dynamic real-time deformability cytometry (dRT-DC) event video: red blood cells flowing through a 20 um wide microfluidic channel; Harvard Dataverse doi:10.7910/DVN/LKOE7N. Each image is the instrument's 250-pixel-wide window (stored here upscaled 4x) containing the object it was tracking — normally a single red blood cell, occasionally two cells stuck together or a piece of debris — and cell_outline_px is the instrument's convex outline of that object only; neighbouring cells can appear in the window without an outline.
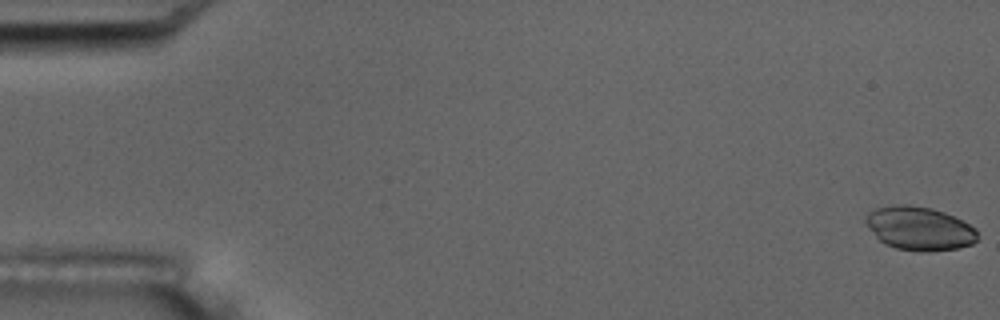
{"species": "common noctule bat (a hibernating species)", "species_latin": "Nyctalus noctula", "temperature_condition": "room temperature", "stored_images_in_passage": 6, "camera_frame_rate_fps": 3000, "um_per_image_px": 0.085, "animal": {"sex": "male", "body_mass_g": 17.5, "forearm_length_mm": 52.3}, "frame": {"image": 1, "passage_image": 1, "time_ms": 0.0, "image_size_px": [1000, 320], "cell_outline_px": [[976, 240], [972, 244], [956, 248], [928, 252], [920, 252], [896, 248], [884, 244], [868, 228], [864, 220], [868, 212], [876, 208], [892, 204], [908, 204], [932, 208], [944, 212], [976, 228]], "centroid_in_image_um": [78.1, 19.41], "position_along_channel_um": 6.9, "area_um2": 28.44}}
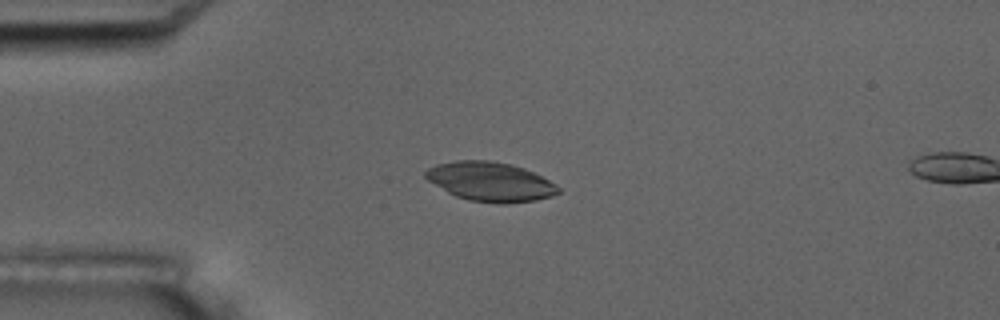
{"frame": {"image": 2, "passage_image": 5, "time_ms": 4.667, "image_size_px": [1000, 320], "cell_outline_px": [[560, 192], [552, 196], [536, 200], [504, 204], [472, 200], [456, 196], [448, 192], [428, 180], [424, 176], [424, 172], [428, 168], [436, 164], [456, 160], [492, 160], [512, 164], [524, 168], [556, 184], [560, 188]], "centroid_in_image_um": [41.68, 15.43], "position_along_channel_um": 43.3, "area_um2": 30.23}}